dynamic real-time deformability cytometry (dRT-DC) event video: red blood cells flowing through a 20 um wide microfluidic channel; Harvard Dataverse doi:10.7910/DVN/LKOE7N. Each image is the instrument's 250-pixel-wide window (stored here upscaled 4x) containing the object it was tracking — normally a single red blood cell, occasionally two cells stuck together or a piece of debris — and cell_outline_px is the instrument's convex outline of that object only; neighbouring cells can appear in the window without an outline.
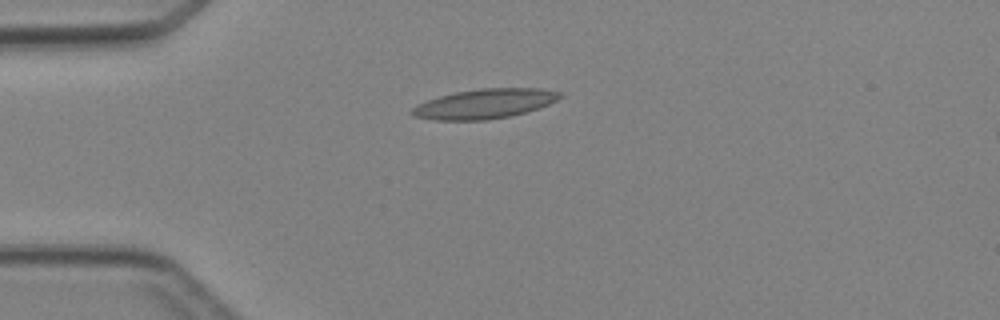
{"species": "Egyptian fruit bat (a non-hibernating species)", "species_latin": "Rousettus aegyptiacus", "temperature_condition": "cold", "stored_images_in_passage": 4, "camera_frame_rate_fps": 3000, "um_per_image_px": 0.085, "animal": {"sex": "female"}, "frame": {"image": 1, "passage_image": 3, "time_ms": 3.333, "image_size_px": [1000, 320], "cell_outline_px": [[564, 96], [548, 104], [512, 116], [488, 120], [436, 120], [412, 116], [408, 112], [412, 108], [428, 100], [440, 96], [456, 92], [480, 88], [540, 88], [560, 92]], "centroid_in_image_um": [41.18, 8.82], "position_along_channel_um": 43.8, "area_um2": 25.43}}